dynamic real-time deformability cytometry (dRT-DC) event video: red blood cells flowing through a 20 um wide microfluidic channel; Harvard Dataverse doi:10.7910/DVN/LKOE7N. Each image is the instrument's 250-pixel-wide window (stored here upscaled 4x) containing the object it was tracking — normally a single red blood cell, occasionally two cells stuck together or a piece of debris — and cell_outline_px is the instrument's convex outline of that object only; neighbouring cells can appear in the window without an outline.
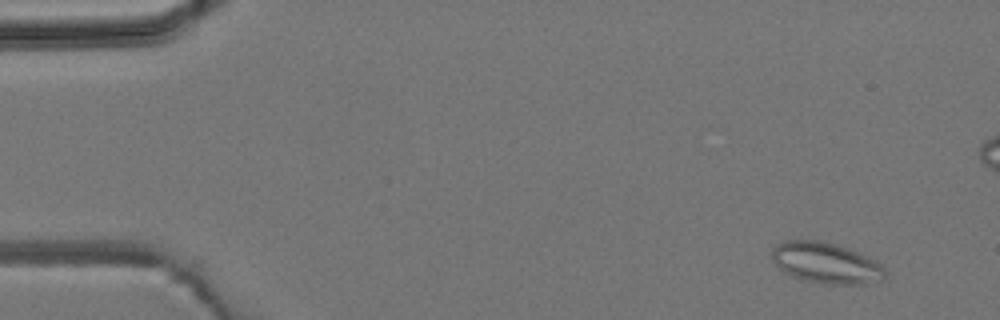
{"species": "common noctule bat (a hibernating species)", "species_latin": "Nyctalus noctula", "temperature_condition": "room temperature", "stored_images_in_passage": 6, "camera_frame_rate_fps": 3000, "um_per_image_px": 0.085, "animal": {"sex": "male", "body_mass_g": 19.2, "forearm_length_mm": 51.8}, "frame": {"image": 1, "passage_image": 2, "time_ms": 1.0, "image_size_px": [1000, 320], "cell_outline_px": [[884, 276], [880, 280], [864, 284], [828, 284], [804, 280], [792, 276], [784, 272], [772, 260], [772, 248], [776, 244], [784, 240], [816, 240], [836, 244], [860, 252], [880, 264], [884, 268]], "centroid_in_image_um": [70.17, 22.34], "position_along_channel_um": 14.8, "area_um2": 26.88}}